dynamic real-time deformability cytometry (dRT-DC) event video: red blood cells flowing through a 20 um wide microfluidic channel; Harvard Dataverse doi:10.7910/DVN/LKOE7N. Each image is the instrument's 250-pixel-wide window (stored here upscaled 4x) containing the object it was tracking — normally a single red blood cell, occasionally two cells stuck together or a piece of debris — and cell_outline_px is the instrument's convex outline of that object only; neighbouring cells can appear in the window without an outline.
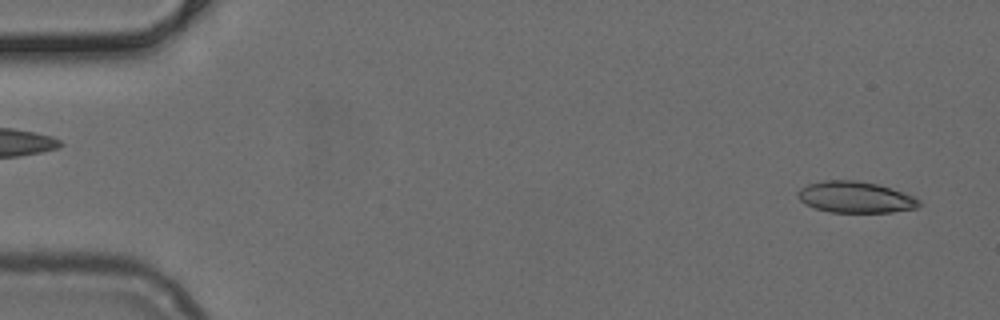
{"species": "common noctule bat (a hibernating species)", "species_latin": "Nyctalus noctula", "temperature_condition": "cold", "stored_images_in_passage": 50, "camera_frame_rate_fps": 3000, "um_per_image_px": 0.085, "animal": {"sex": "female", "body_mass_g": 24.6, "forearm_length_mm": 56.2}, "frame": {"image": 1, "passage_image": 2, "time_ms": 0.333, "image_size_px": [1000, 320], "cell_outline_px": [[920, 204], [916, 208], [892, 212], [828, 212], [804, 204], [796, 196], [796, 192], [800, 188], [808, 184], [824, 180], [856, 180], [876, 184], [912, 196], [920, 200]], "centroid_in_image_um": [72.64, 16.76], "position_along_channel_um": 12.4, "area_um2": 21.96}}
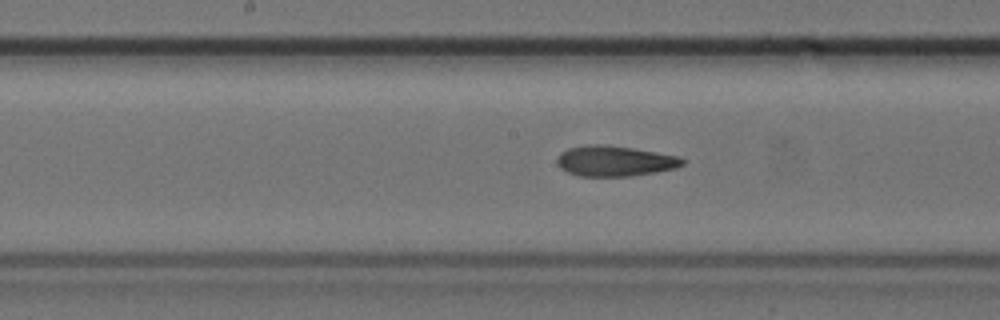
{"frame": {"image": 2, "passage_image": 25, "time_ms": 8.0, "image_size_px": [1000, 320], "cell_outline_px": [[684, 164], [676, 168], [656, 172], [632, 176], [580, 176], [568, 172], [560, 168], [556, 160], [560, 152], [568, 148], [584, 144], [604, 144], [632, 148], [656, 152], [676, 156], [684, 160]], "centroid_in_image_um": [52.21, 13.68], "position_along_channel_um": 196.0, "area_um2": 22.31}}
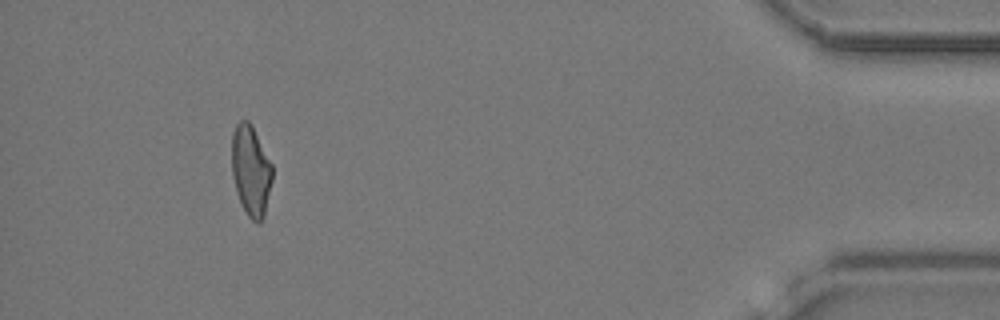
{"frame": {"image": 3, "passage_image": 46, "time_ms": 15.0, "image_size_px": [1000, 320], "cell_outline_px": [[272, 180], [264, 216], [260, 224], [256, 224], [248, 216], [236, 192], [232, 176], [232, 132], [236, 124], [240, 120], [248, 120], [252, 124], [272, 164]], "centroid_in_image_um": [21.32, 14.49], "position_along_channel_um": 413.9, "area_um2": 21.5}}